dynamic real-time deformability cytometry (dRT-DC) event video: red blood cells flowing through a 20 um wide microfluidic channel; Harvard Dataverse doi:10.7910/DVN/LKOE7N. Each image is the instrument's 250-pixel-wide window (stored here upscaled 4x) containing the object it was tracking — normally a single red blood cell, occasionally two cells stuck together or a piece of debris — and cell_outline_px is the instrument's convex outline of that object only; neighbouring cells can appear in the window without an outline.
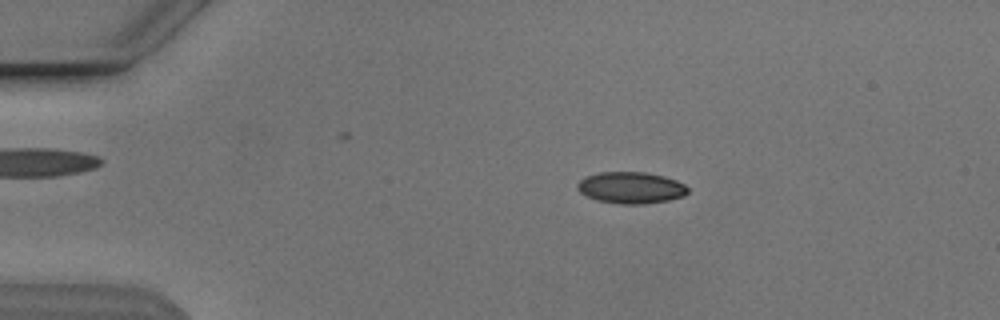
{"species": "Egyptian fruit bat (a non-hibernating species)", "species_latin": "Rousettus aegyptiacus", "temperature_condition": "cold", "stored_images_in_passage": 51, "camera_frame_rate_fps": 3000, "um_per_image_px": 0.085, "animal": {"sex": "male"}, "frame": {"image": 1, "passage_image": 8, "time_ms": 2.333, "image_size_px": [1000, 320], "cell_outline_px": [[688, 192], [684, 196], [668, 200], [644, 204], [620, 204], [596, 200], [580, 192], [576, 188], [576, 184], [580, 180], [588, 176], [600, 172], [644, 172], [664, 176], [676, 180], [684, 184], [688, 188]], "centroid_in_image_um": [53.63, 15.96], "position_along_channel_um": 31.4, "area_um2": 20.29}}
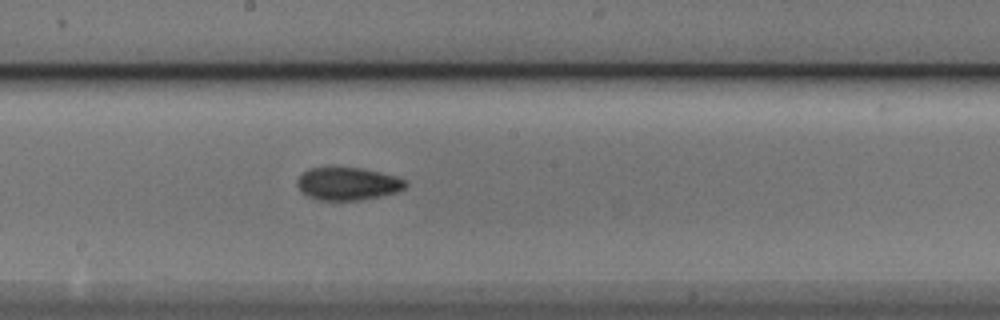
{"frame": {"image": 2, "passage_image": 27, "time_ms": 8.667, "image_size_px": [1000, 320], "cell_outline_px": [[408, 184], [404, 188], [396, 192], [380, 196], [360, 200], [320, 200], [308, 196], [300, 192], [296, 184], [296, 180], [308, 168], [360, 168], [380, 172], [396, 176], [404, 180]], "centroid_in_image_um": [29.53, 15.62], "position_along_channel_um": 218.7, "area_um2": 20.58}}
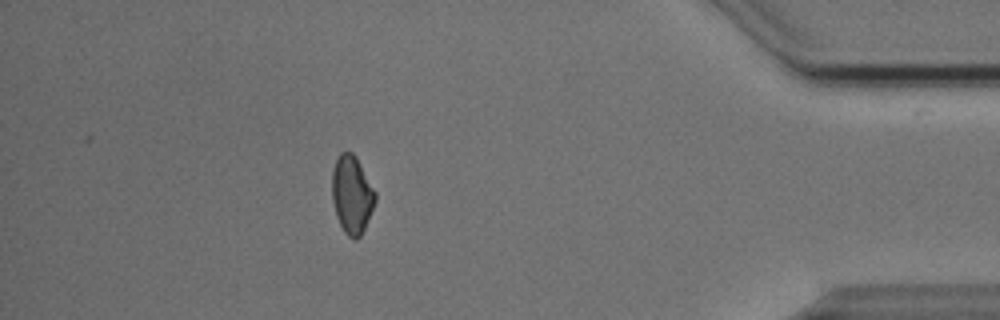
{"frame": {"image": 3, "passage_image": 45, "time_ms": 14.667, "image_size_px": [1000, 320], "cell_outline_px": [[376, 200], [364, 228], [360, 236], [356, 240], [348, 236], [344, 232], [336, 216], [332, 200], [332, 172], [336, 160], [340, 152], [352, 152], [356, 156], [376, 192]], "centroid_in_image_um": [29.9, 16.53], "position_along_channel_um": 405.3, "area_um2": 19.54}, "authors_computed_cell_mechanics": {"area_um2": 19.7098, "velocity_mm_per_s": 3.8634, "shape_relaxation_time_tau1_ms": null, "shape_relaxation_time_tau2_ms": 3.748, "deformation_change_tau1": null, "deformation_change_tau2": 0.0944}}